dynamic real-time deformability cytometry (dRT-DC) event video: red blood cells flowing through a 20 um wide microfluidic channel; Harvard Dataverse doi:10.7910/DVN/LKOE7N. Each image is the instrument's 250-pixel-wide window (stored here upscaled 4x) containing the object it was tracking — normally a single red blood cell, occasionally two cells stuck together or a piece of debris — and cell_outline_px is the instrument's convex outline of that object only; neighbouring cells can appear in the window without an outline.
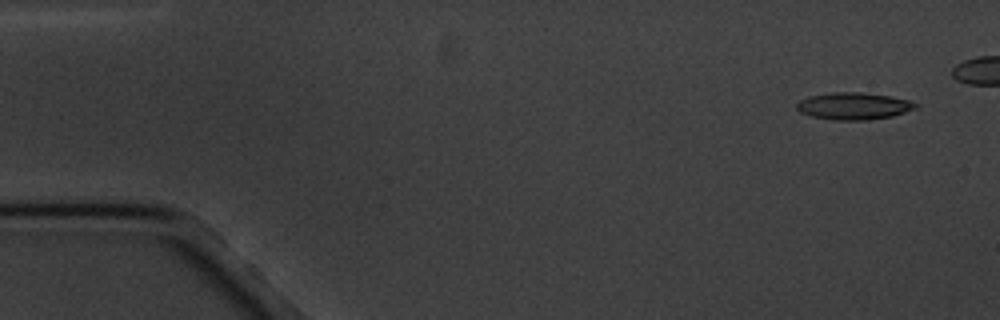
{"species": "common noctule bat (a hibernating species)", "species_latin": "Nyctalus noctula", "temperature_condition": "cold", "stored_images_in_passage": 7, "camera_frame_rate_fps": 3000, "um_per_image_px": 0.085, "animal": {"sex": "male", "body_mass_g": 20.1, "forearm_length_mm": 53.5}, "frame": {"image": 1, "passage_image": 1, "time_ms": 0.0, "image_size_px": [1000, 320], "cell_outline_px": [[920, 104], [916, 108], [892, 116], [864, 120], [832, 120], [812, 116], [800, 112], [796, 108], [796, 104], [800, 100], [808, 96], [832, 92], [860, 92], [888, 96], [908, 100]], "centroid_in_image_um": [72.53, 9.01], "position_along_channel_um": 12.5, "area_um2": 18.67}}
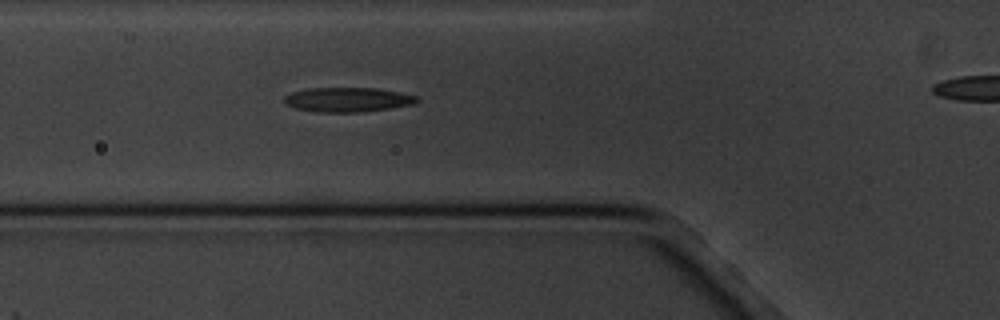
{"frame": {"image": 2, "passage_image": 6, "time_ms": 5.667, "image_size_px": [1000, 320], "cell_outline_px": [[420, 100], [412, 104], [392, 108], [364, 112], [320, 112], [296, 108], [288, 104], [284, 100], [284, 96], [292, 92], [308, 88], [376, 88], [400, 92], [416, 96]], "centroid_in_image_um": [29.58, 8.47], "position_along_channel_um": 96.2, "area_um2": 18.84}}